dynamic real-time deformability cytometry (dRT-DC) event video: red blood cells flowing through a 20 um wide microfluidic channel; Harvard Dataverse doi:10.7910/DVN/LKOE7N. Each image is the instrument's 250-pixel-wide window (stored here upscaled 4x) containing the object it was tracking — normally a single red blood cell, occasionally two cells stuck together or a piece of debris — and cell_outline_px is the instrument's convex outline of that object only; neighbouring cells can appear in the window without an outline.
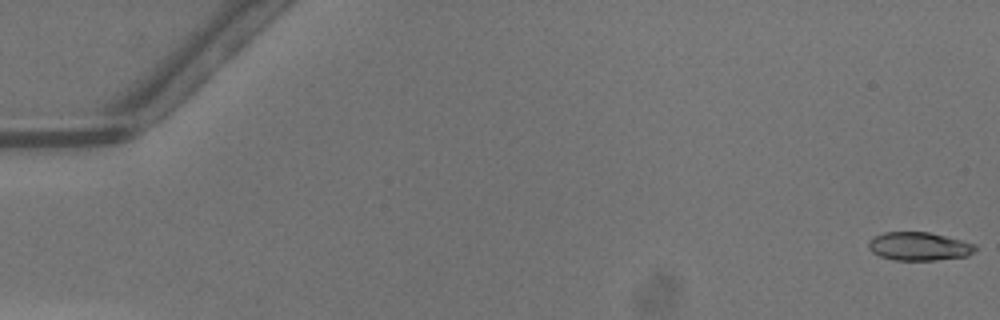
{"species": "common noctule bat (a hibernating species)", "species_latin": "Nyctalus noctula", "temperature_condition": "warm", "stored_images_in_passage": 41, "camera_frame_rate_fps": 3000, "um_per_image_px": 0.085, "animal": {"sex": "male", "body_mass_g": 13.3}, "frame": {"image": 1, "passage_image": 1, "time_ms": 0.0, "image_size_px": [1000, 320], "cell_outline_px": [[976, 248], [968, 256], [936, 260], [892, 260], [880, 256], [872, 252], [868, 248], [868, 240], [872, 236], [884, 232], [928, 232], [976, 244]], "centroid_in_image_um": [78.06, 20.94], "position_along_channel_um": 6.9, "area_um2": 17.69}}
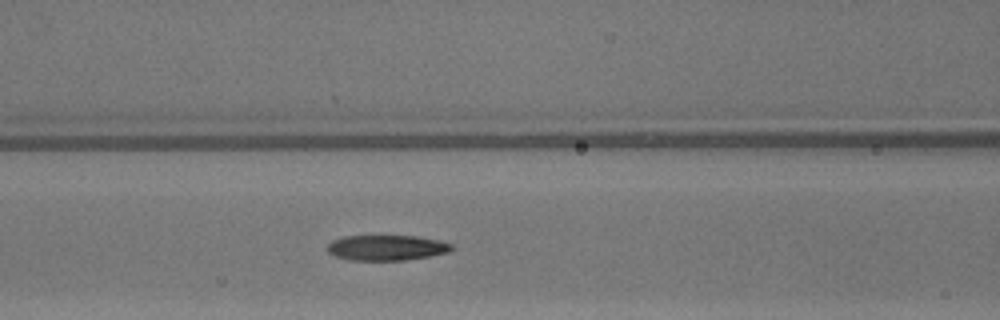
{"frame": {"image": 2, "passage_image": 22, "time_ms": 7.0, "image_size_px": [1000, 320], "cell_outline_px": [[452, 248], [448, 252], [428, 256], [404, 260], [348, 260], [336, 256], [328, 252], [324, 248], [332, 240], [344, 236], [416, 236], [440, 240], [452, 244]], "centroid_in_image_um": [32.81, 21.05], "position_along_channel_um": 133.8, "area_um2": 18.38}}
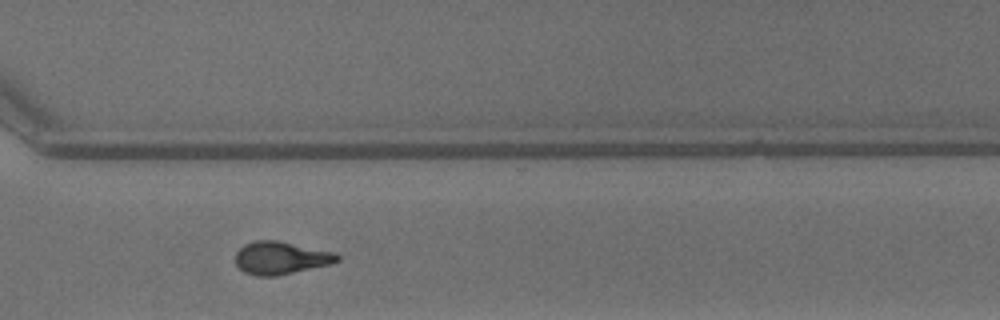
{"frame": {"image": 3, "passage_image": 37, "time_ms": 12.0, "image_size_px": [1000, 320], "cell_outline_px": [[340, 260], [332, 264], [276, 276], [256, 276], [244, 272], [236, 264], [236, 252], [244, 244], [256, 240], [276, 240], [336, 252], [340, 256]], "centroid_in_image_um": [23.89, 21.92], "position_along_channel_um": 346.7, "area_um2": 19.54}, "authors_computed_cell_mechanics": {"area_um2": 18.8428, "velocity_mm_per_s": 4.2664, "shape_relaxation_time_tau1_ms": 5.7919, "shape_relaxation_time_tau2_ms": 4.8064, "deformation_change_tau1": 0.2328, "deformation_change_tau2": 0.1333}}